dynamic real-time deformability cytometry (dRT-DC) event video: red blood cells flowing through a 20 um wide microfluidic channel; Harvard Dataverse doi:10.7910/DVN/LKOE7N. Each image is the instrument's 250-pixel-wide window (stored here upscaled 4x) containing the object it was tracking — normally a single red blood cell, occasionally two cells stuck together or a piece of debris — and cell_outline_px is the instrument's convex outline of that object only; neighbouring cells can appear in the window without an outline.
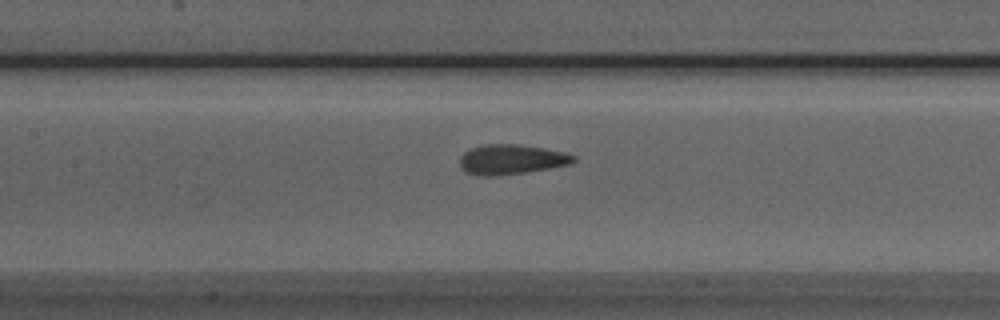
{"species": "Egyptian fruit bat (a non-hibernating species)", "species_latin": "Rousettus aegyptiacus", "temperature_condition": "room temperature", "stored_images_in_passage": 49, "camera_frame_rate_fps": 3000, "um_per_image_px": 0.085, "animal": {"sex": "male"}, "frame": {"image": 1, "passage_image": 21, "time_ms": 6.667, "image_size_px": [1000, 320], "cell_outline_px": [[576, 160], [572, 164], [524, 172], [496, 176], [476, 176], [464, 172], [460, 168], [460, 156], [464, 152], [472, 148], [484, 144], [520, 144], [544, 148], [564, 152], [576, 156]], "centroid_in_image_um": [43.43, 13.55], "position_along_channel_um": 164.0, "area_um2": 20.0}}
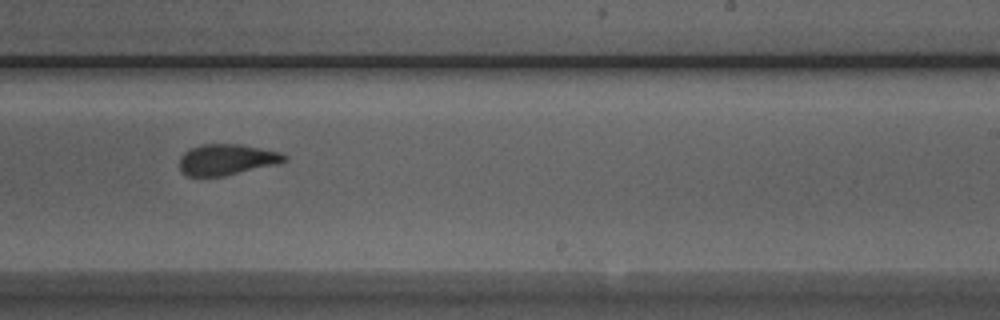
{"frame": {"image": 2, "passage_image": 29, "time_ms": 9.333, "image_size_px": [1000, 320], "cell_outline_px": [[288, 160], [280, 164], [224, 176], [188, 176], [180, 172], [180, 156], [184, 152], [200, 144], [240, 144], [280, 152], [288, 156]], "centroid_in_image_um": [19.3, 13.57], "position_along_channel_um": 269.7, "area_um2": 19.13}}
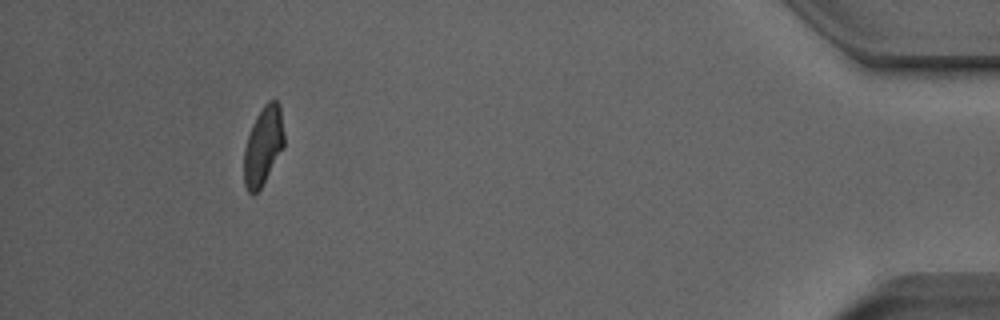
{"frame": {"image": 3, "passage_image": 45, "time_ms": 14.667, "image_size_px": [1000, 320], "cell_outline_px": [[284, 148], [260, 188], [252, 196], [248, 192], [244, 184], [244, 148], [252, 124], [256, 116], [264, 104], [268, 100], [276, 100], [280, 104], [284, 132]], "centroid_in_image_um": [22.38, 12.37], "position_along_channel_um": 412.8, "area_um2": 18.5}, "authors_computed_cell_mechanics": {"area_um2": 19.5942, "velocity_mm_per_s": 3.9863, "shape_relaxation_time_tau1_ms": 10.9632, "shape_relaxation_time_tau2_ms": 1.1689, "deformation_change_tau1": 0.2283, "deformation_change_tau2": 0.097}}